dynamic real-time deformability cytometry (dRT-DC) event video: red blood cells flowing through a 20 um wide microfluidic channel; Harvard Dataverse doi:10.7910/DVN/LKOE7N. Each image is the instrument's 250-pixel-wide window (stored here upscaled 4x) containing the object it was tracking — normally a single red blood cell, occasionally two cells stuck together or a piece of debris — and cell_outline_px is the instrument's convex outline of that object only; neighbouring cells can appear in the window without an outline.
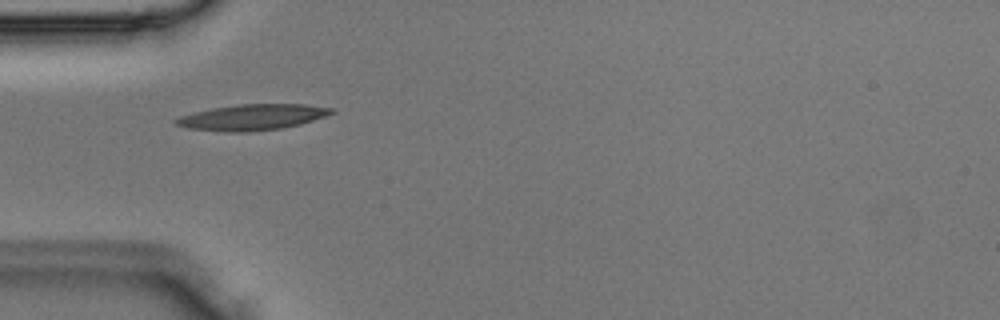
{"species": "Egyptian fruit bat (a non-hibernating species)", "species_latin": "Rousettus aegyptiacus", "temperature_condition": "room temperature", "stored_images_in_passage": 3, "camera_frame_rate_fps": 3000, "um_per_image_px": 0.085, "animal": {"sex": "male"}, "frame": {"image": 1, "passage_image": 3, "time_ms": 0.667, "image_size_px": [1000, 320], "cell_outline_px": [[336, 112], [300, 124], [280, 128], [248, 132], [232, 132], [188, 128], [176, 124], [172, 120], [180, 116], [192, 112], [212, 108], [240, 104], [304, 104], [336, 108]], "centroid_in_image_um": [21.45, 9.95], "position_along_channel_um": 63.6, "area_um2": 23.35}}